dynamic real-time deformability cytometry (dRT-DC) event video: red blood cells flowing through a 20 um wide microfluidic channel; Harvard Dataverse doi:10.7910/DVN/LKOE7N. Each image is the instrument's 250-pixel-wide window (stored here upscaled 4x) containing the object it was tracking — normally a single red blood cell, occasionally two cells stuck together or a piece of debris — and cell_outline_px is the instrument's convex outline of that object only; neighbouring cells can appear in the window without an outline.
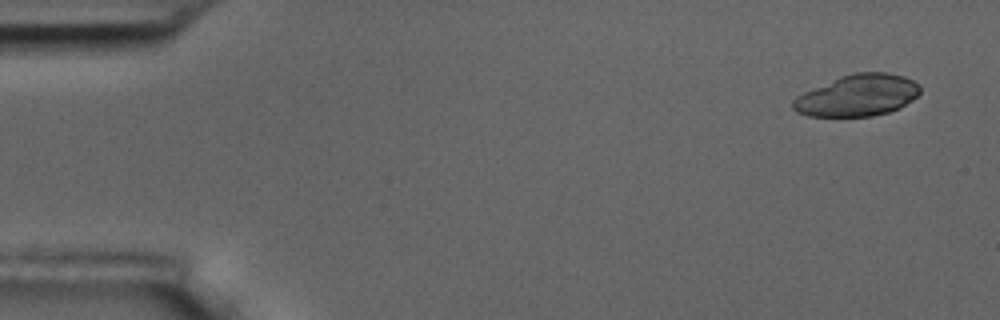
{"species": "common noctule bat (a hibernating species)", "species_latin": "Nyctalus noctula", "temperature_condition": "room temperature", "stored_images_in_passage": 5, "camera_frame_rate_fps": 3000, "um_per_image_px": 0.085, "animal": {"sex": "male", "body_mass_g": 17.5, "forearm_length_mm": 52.3}, "frame": {"image": 1, "passage_image": 1, "time_ms": 0.0, "image_size_px": [1000, 320], "cell_outline_px": [[920, 92], [912, 100], [900, 108], [888, 112], [872, 116], [808, 116], [796, 112], [792, 108], [792, 100], [796, 96], [804, 92], [840, 76], [856, 72], [888, 72], [904, 76], [920, 84]], "centroid_in_image_um": [72.89, 8.11], "position_along_channel_um": 12.1, "area_um2": 30.87}}